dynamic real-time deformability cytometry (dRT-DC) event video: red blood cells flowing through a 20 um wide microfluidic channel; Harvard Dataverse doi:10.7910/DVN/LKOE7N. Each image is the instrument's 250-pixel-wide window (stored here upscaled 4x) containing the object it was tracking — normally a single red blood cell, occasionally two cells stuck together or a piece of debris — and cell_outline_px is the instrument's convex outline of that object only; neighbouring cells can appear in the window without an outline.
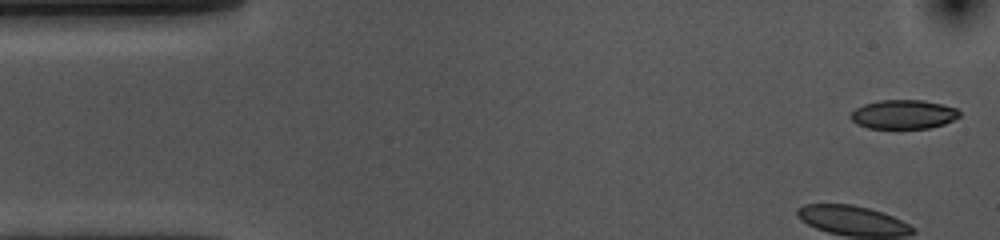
{"species": "common noctule bat (a hibernating species)", "species_latin": "Nyctalus noctula", "temperature_condition": "cold", "stored_images_in_passage": 12, "camera_frame_rate_fps": 3000, "um_per_image_px": 0.085, "animal": {"sex": "female", "body_mass_g": 10.0, "forearm_length_mm": 53.1}, "frame": {"image": 1, "passage_image": 1, "time_ms": 0.0, "image_size_px": [1000, 240], "cell_outline_px": [[960, 116], [944, 124], [928, 128], [868, 128], [856, 124], [852, 120], [852, 112], [856, 108], [864, 104], [880, 100], [924, 100], [956, 108], [960, 112]], "centroid_in_image_um": [76.8, 9.72], "position_along_channel_um": 8.2, "area_um2": 18.26}}